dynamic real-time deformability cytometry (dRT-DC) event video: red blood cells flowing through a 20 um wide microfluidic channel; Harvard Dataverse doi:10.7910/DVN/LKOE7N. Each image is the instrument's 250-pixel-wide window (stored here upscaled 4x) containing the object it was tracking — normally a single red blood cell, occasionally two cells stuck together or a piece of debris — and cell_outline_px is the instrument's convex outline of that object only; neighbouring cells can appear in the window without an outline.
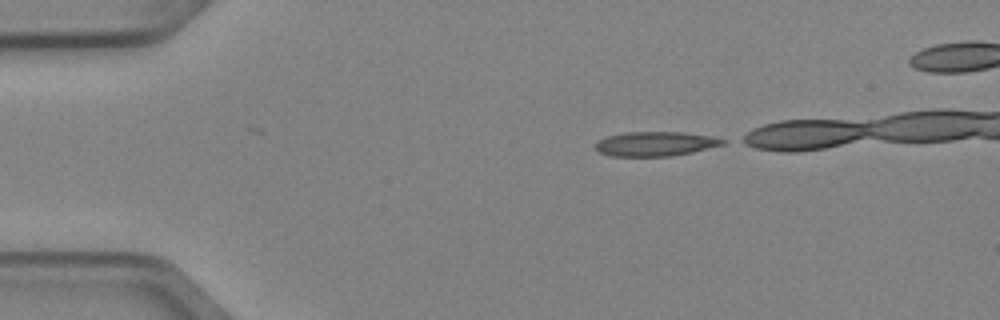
{"species": "Egyptian fruit bat (a non-hibernating species)", "species_latin": "Rousettus aegyptiacus", "temperature_condition": "cold", "stored_images_in_passage": 2, "camera_frame_rate_fps": 3000, "um_per_image_px": 0.085, "animal": {"sex": "female"}, "frame": {"image": 1, "passage_image": 2, "time_ms": 0.333, "image_size_px": [1000, 320], "cell_outline_px": [[728, 140], [724, 144], [692, 152], [672, 156], [612, 156], [600, 152], [596, 148], [596, 144], [600, 140], [608, 136], [628, 132], [680, 132], [708, 136]], "centroid_in_image_um": [55.73, 12.23], "position_along_channel_um": 29.3, "area_um2": 17.8}}